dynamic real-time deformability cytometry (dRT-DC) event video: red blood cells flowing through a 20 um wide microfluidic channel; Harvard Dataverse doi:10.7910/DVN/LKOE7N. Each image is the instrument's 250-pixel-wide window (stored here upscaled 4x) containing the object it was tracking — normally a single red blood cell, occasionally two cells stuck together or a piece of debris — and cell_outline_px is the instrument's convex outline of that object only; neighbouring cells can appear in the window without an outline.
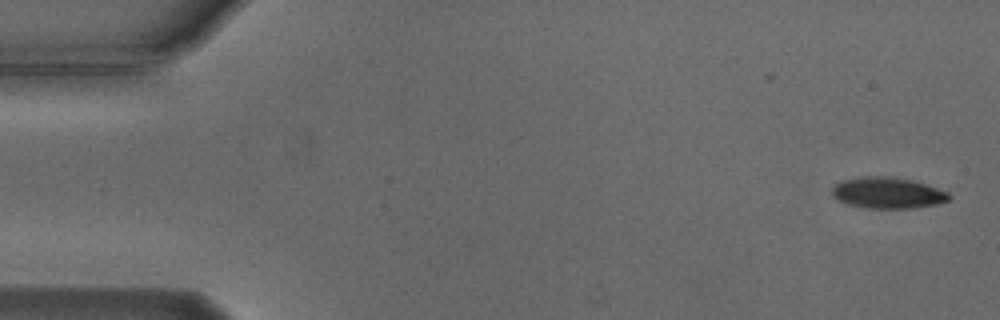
{"species": "Egyptian fruit bat (a non-hibernating species)", "species_latin": "Rousettus aegyptiacus", "temperature_condition": "cold", "stored_images_in_passage": 2, "camera_frame_rate_fps": 3000, "um_per_image_px": 0.085, "animal": {"sex": "male"}, "frame": {"image": 1, "passage_image": 2, "time_ms": 1.0, "image_size_px": [1000, 320], "cell_outline_px": [[948, 200], [936, 204], [912, 208], [868, 208], [848, 204], [836, 200], [832, 196], [832, 188], [836, 184], [844, 180], [860, 176], [884, 176], [912, 180], [948, 192]], "centroid_in_image_um": [75.39, 16.39], "position_along_channel_um": 9.6, "area_um2": 20.98}}